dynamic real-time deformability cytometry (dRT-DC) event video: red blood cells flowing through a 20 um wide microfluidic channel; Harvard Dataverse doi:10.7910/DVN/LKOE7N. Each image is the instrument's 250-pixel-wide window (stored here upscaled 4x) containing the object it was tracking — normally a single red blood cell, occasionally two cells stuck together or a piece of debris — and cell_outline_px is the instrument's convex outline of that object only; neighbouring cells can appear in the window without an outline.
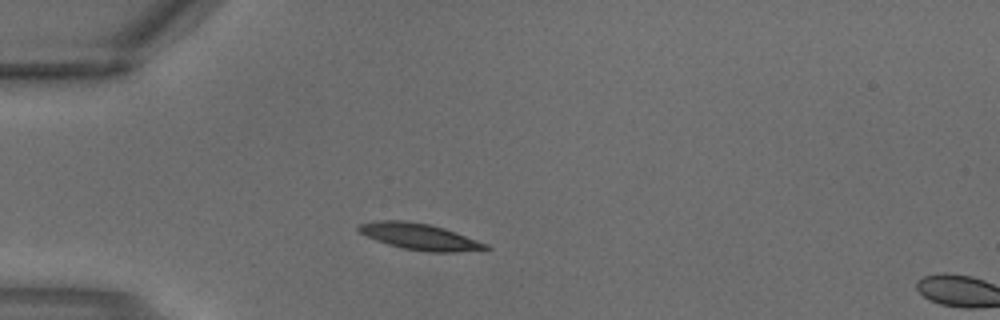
{"species": "common noctule bat (a hibernating species)", "species_latin": "Nyctalus noctula", "temperature_condition": "warm", "stored_images_in_passage": 2, "segment_of_instrument_passage": [1, 2], "camera_frame_rate_fps": 3000, "um_per_image_px": 0.085, "animal": {"sex": "male", "body_mass_g": 18.8}, "frame": {"image": 1, "passage_image": 1, "time_ms": 0.0, "image_size_px": [1000, 320], "cell_outline_px": [[492, 248], [456, 252], [428, 252], [404, 248], [388, 244], [376, 240], [360, 232], [356, 228], [360, 224], [380, 220], [408, 220], [428, 224], [444, 228], [456, 232], [488, 244]], "centroid_in_image_um": [35.68, 20.11], "position_along_channel_um": 49.3, "area_um2": 19.31}}